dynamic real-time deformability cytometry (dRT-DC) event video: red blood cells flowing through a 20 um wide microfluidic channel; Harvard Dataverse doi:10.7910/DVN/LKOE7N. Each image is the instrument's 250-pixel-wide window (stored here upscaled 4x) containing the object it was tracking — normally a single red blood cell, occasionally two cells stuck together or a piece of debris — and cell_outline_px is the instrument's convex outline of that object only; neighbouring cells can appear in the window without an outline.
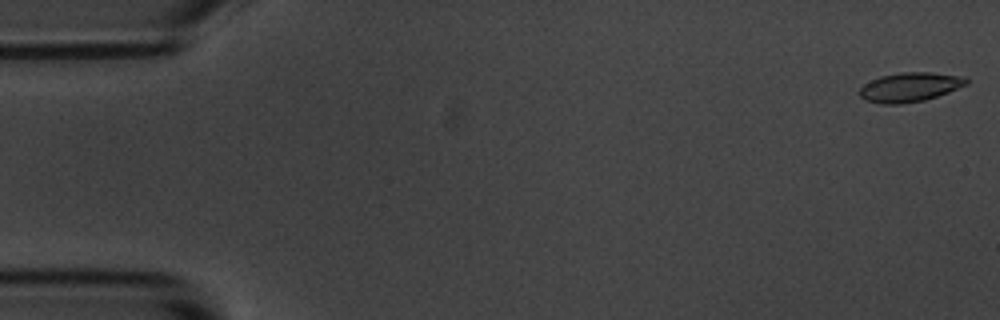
{"species": "common noctule bat (a hibernating species)", "species_latin": "Nyctalus noctula", "temperature_condition": "room temperature", "stored_images_in_passage": 7, "camera_frame_rate_fps": 3000, "um_per_image_px": 0.085, "animal": {"sex": "male", "body_mass_g": 20.1, "forearm_length_mm": 53.5}, "frame": {"image": 1, "passage_image": 1, "time_ms": 0.0, "image_size_px": [1000, 320], "cell_outline_px": [[968, 84], [948, 92], [924, 100], [900, 104], [880, 104], [864, 100], [860, 96], [860, 88], [864, 84], [880, 76], [900, 72], [932, 72], [968, 76]], "centroid_in_image_um": [77.36, 7.39], "position_along_channel_um": 7.6, "area_um2": 18.38}}
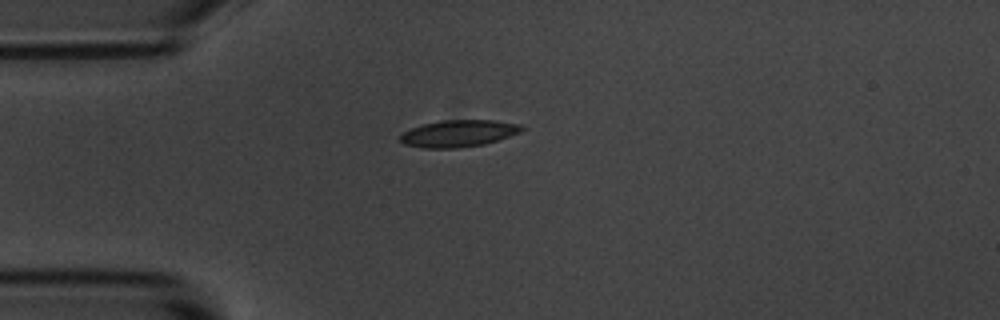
{"frame": {"image": 2, "passage_image": 4, "time_ms": 1.0, "image_size_px": [1000, 320], "cell_outline_px": [[524, 128], [520, 132], [484, 144], [456, 148], [424, 148], [404, 144], [400, 140], [400, 136], [404, 132], [412, 128], [424, 124], [444, 120], [492, 120], [520, 124]], "centroid_in_image_um": [38.97, 11.34], "position_along_channel_um": 46.0, "area_um2": 18.73}}
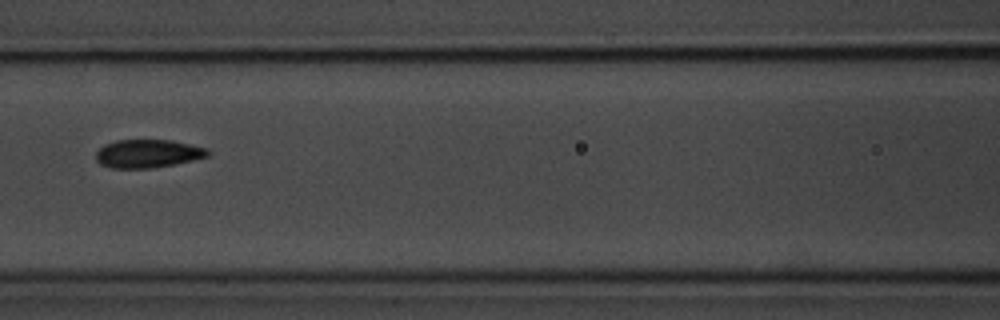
{"frame": {"image": 3, "passage_image": 7, "time_ms": 2.0, "image_size_px": [1000, 320], "cell_outline_px": [[212, 152], [208, 156], [192, 160], [152, 168], [108, 168], [100, 164], [96, 160], [96, 152], [104, 144], [116, 140], [172, 140], [208, 148]], "centroid_in_image_um": [12.56, 13.05], "position_along_channel_um": 154.0, "area_um2": 18.5}}